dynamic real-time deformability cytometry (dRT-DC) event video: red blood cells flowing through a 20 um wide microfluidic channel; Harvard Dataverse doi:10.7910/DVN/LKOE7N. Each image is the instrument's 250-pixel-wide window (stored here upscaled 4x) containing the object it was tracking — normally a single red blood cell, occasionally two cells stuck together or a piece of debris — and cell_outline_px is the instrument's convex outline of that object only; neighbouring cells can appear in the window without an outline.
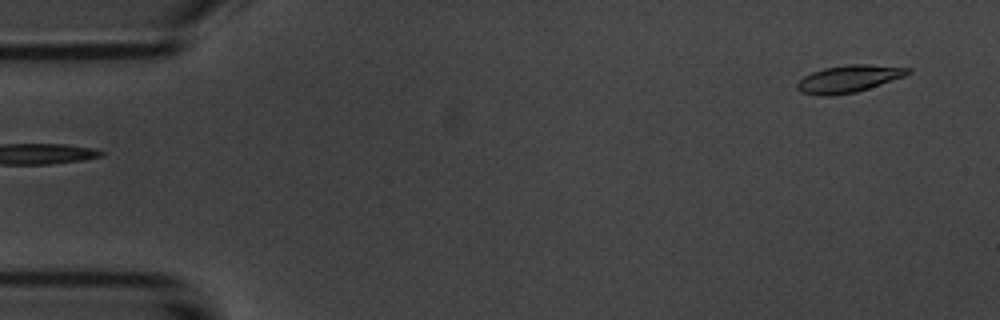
{"species": "common noctule bat (a hibernating species)", "species_latin": "Nyctalus noctula", "temperature_condition": "room temperature", "stored_images_in_passage": 52, "camera_frame_rate_fps": 3000, "um_per_image_px": 0.085, "animal": {"sex": "male", "body_mass_g": 20.1, "forearm_length_mm": 53.5}, "frame": {"image": 1, "passage_image": 1, "time_ms": 0.0, "image_size_px": [1000, 320], "cell_outline_px": [[912, 72], [904, 76], [856, 92], [828, 96], [824, 96], [800, 92], [796, 88], [796, 84], [804, 76], [812, 72], [824, 68], [848, 64], [868, 64], [912, 68]], "centroid_in_image_um": [72.13, 6.69], "position_along_channel_um": 12.9, "area_um2": 17.46}}
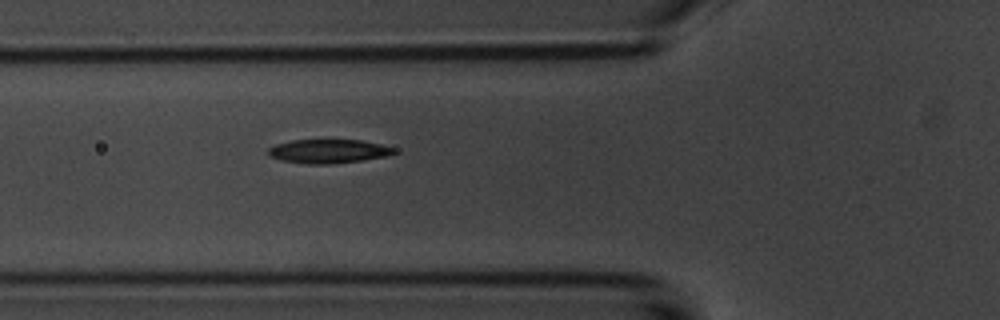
{"frame": {"image": 2, "passage_image": 17, "time_ms": 5.333, "image_size_px": [1000, 320], "cell_outline_px": [[400, 152], [388, 156], [364, 160], [332, 164], [304, 164], [280, 160], [272, 156], [268, 152], [268, 148], [276, 144], [292, 140], [360, 140], [380, 144], [396, 148]], "centroid_in_image_um": [27.98, 12.86], "position_along_channel_um": 97.8, "area_um2": 17.69}}
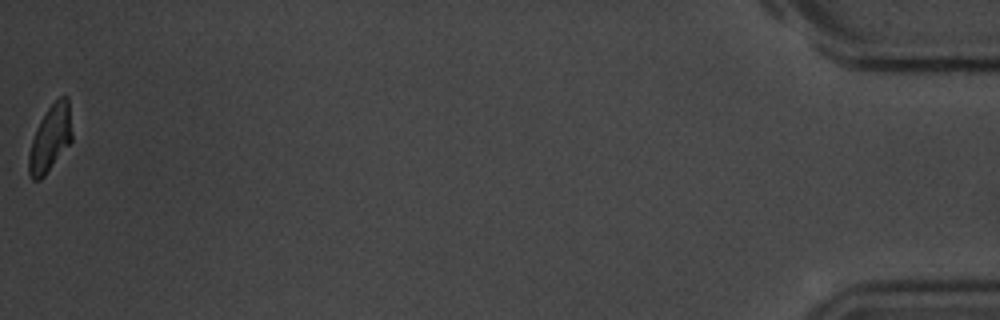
{"frame": {"image": 3, "passage_image": 52, "time_ms": 17.0, "image_size_px": [1000, 320], "cell_outline_px": [[72, 140], [44, 176], [40, 180], [32, 180], [28, 172], [28, 156], [32, 140], [36, 128], [40, 120], [48, 108], [60, 96], [68, 96], [72, 132]], "centroid_in_image_um": [4.26, 11.76], "position_along_channel_um": 430.9, "area_um2": 16.59}, "authors_computed_cell_mechanics": {"area_um2": 17.6868, "velocity_mm_per_s": 3.6985, "shape_relaxation_time_tau1_ms": 3.3609, "shape_relaxation_time_tau2_ms": 5.5345, "deformation_change_tau1": 0.1453, "deformation_change_tau2": 0.1062}}